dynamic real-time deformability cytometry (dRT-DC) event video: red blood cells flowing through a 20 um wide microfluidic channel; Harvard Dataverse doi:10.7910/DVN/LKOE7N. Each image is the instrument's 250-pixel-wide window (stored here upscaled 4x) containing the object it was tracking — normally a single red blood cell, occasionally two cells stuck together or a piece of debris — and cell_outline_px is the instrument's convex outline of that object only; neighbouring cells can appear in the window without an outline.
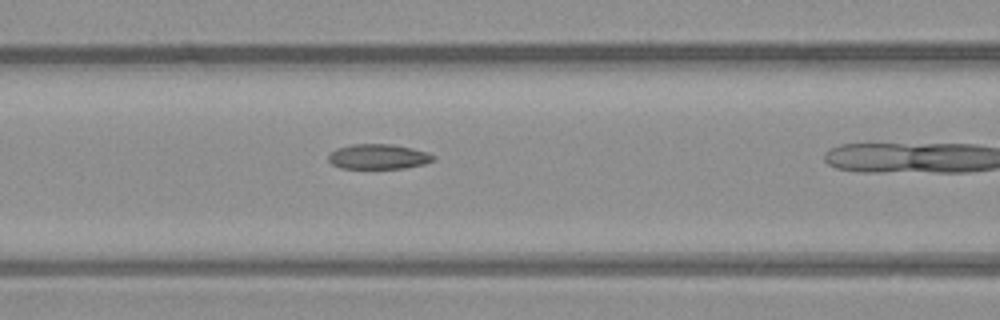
{"species": "common noctule bat (a hibernating species)", "species_latin": "Nyctalus noctula", "temperature_condition": "warm", "stored_images_in_passage": 11, "camera_frame_rate_fps": 3000, "um_per_image_px": 0.085, "animal": {"sex": "male", "body_mass_g": 23.1, "forearm_length_mm": 52.7}, "frame": {"image": 1, "passage_image": 10, "time_ms": 3.0, "image_size_px": [1000, 320], "cell_outline_px": [[436, 160], [424, 164], [404, 168], [340, 168], [332, 164], [328, 160], [328, 156], [336, 148], [352, 144], [392, 144], [412, 148], [428, 152], [436, 156]], "centroid_in_image_um": [32.19, 13.31], "position_along_channel_um": 134.4, "area_um2": 15.37}}